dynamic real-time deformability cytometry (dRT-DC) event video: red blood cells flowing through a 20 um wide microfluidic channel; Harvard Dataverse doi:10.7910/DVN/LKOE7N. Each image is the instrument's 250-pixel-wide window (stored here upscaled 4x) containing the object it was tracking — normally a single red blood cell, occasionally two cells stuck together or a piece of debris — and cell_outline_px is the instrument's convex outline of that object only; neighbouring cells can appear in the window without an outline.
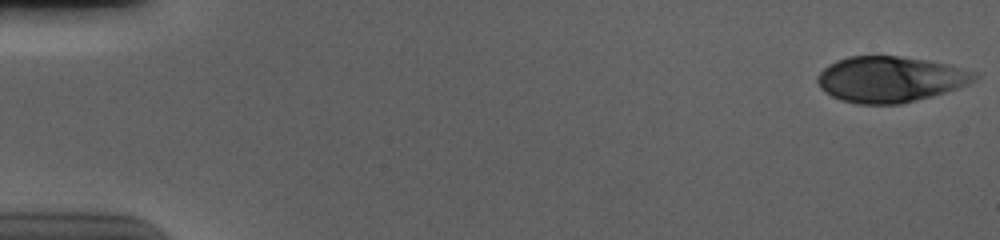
{"species": "human", "species_latin": "Homo sapiens", "temperature_condition": "cold", "stored_images_in_passage": 18, "camera_frame_rate_fps": 3000, "um_per_image_px": 0.085, "donor": {"sex": "male"}, "frame": {"image": 1, "passage_image": 1, "time_ms": 0.0, "image_size_px": [1000, 240], "cell_outline_px": [[980, 76], [976, 80], [968, 84], [932, 96], [900, 104], [856, 104], [840, 100], [824, 92], [820, 88], [816, 80], [816, 76], [828, 64], [836, 60], [848, 56], [900, 56], [928, 60], [948, 64], [976, 72]], "centroid_in_image_um": [75.64, 6.73], "position_along_channel_um": 9.4, "area_um2": 42.19}}
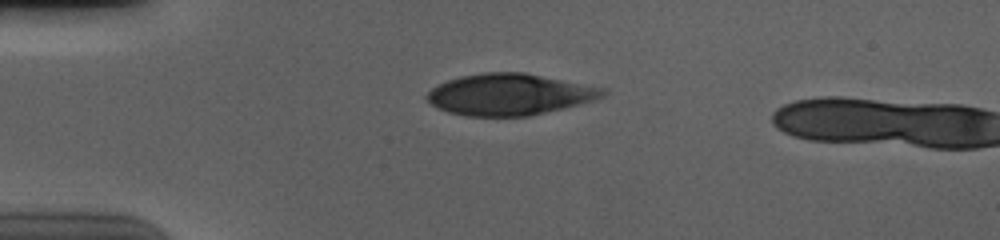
{"frame": {"image": 2, "passage_image": 14, "time_ms": 4.333, "image_size_px": [1000, 240], "cell_outline_px": [[608, 92], [604, 96], [596, 100], [564, 108], [528, 116], [464, 116], [448, 112], [436, 108], [424, 96], [432, 88], [448, 80], [460, 76], [484, 72], [524, 72], [608, 88]], "centroid_in_image_um": [43.35, 8.02], "position_along_channel_um": 41.7, "area_um2": 42.77}}